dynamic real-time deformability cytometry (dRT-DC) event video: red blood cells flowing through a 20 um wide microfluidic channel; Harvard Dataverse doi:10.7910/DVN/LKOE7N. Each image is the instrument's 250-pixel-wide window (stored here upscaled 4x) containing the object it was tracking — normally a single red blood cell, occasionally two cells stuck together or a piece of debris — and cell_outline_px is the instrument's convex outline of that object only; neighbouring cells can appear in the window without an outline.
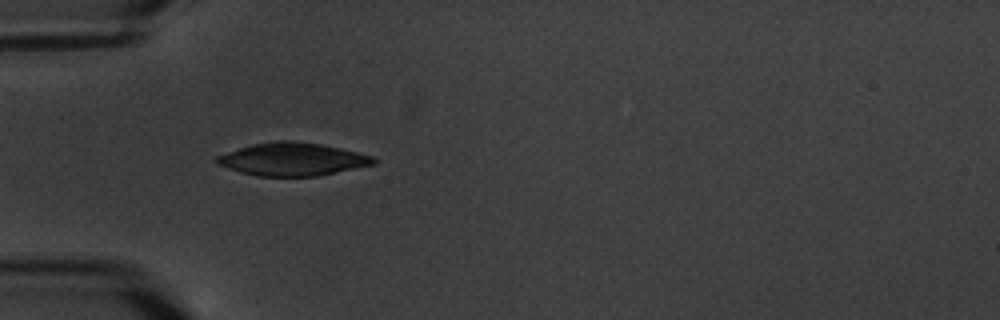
{"species": "common noctule bat (a hibernating species)", "species_latin": "Nyctalus noctula", "temperature_condition": "warm", "stored_images_in_passage": 3, "camera_frame_rate_fps": 3000, "um_per_image_px": 0.085, "animal": {"sex": "male", "body_mass_g": 20.1, "forearm_length_mm": 53.5}, "frame": {"image": 1, "passage_image": 1, "time_ms": 0.0, "image_size_px": [1000, 320], "cell_outline_px": [[376, 164], [316, 176], [256, 176], [240, 172], [216, 164], [216, 156], [252, 144], [276, 140], [292, 140], [320, 144], [340, 148], [372, 156], [376, 160]], "centroid_in_image_um": [24.84, 13.53], "position_along_channel_um": 60.2, "area_um2": 29.88}}
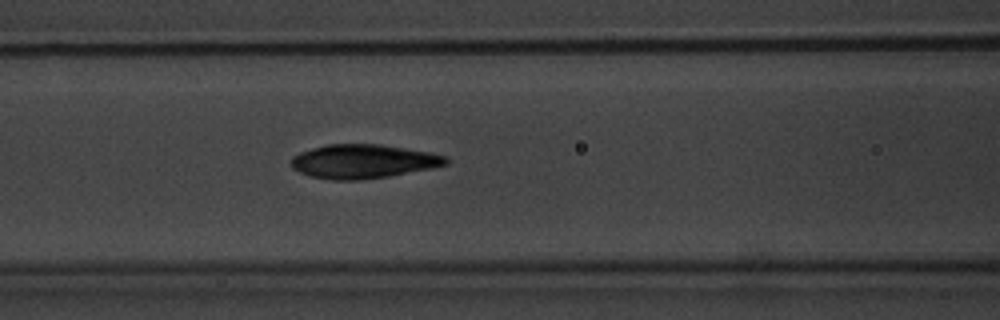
{"frame": {"image": 2, "passage_image": 3, "time_ms": 2.333, "image_size_px": [1000, 320], "cell_outline_px": [[448, 164], [432, 168], [388, 176], [360, 180], [332, 180], [308, 176], [292, 168], [292, 156], [300, 152], [312, 148], [328, 144], [380, 144], [428, 152], [448, 156]], "centroid_in_image_um": [30.86, 13.72], "position_along_channel_um": 135.7, "area_um2": 30.58}}